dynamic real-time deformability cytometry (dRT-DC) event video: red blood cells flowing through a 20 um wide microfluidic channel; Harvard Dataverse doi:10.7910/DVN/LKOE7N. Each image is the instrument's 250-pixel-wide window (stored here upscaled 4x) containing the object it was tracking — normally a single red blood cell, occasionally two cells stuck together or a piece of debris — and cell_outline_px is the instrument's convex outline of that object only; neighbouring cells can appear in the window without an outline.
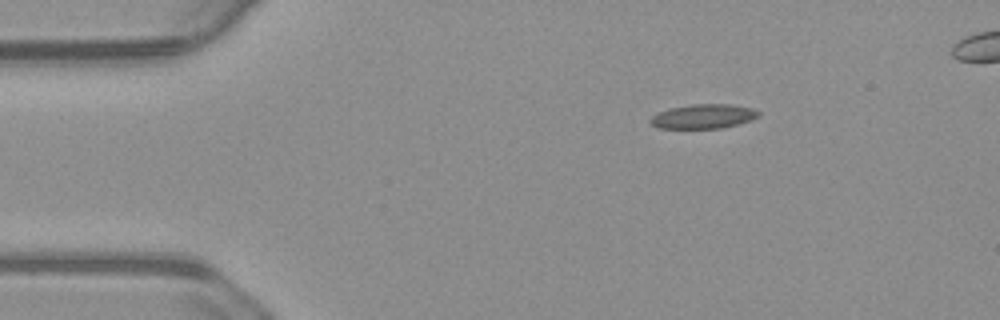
{"species": "common noctule bat (a hibernating species)", "species_latin": "Nyctalus noctula", "temperature_condition": "warm", "stored_images_in_passage": 45, "camera_frame_rate_fps": 3000, "um_per_image_px": 0.085, "animal": {"sex": "male", "body_mass_g": 23.1, "forearm_length_mm": 52.7}, "frame": {"image": 1, "passage_image": 1, "time_ms": 0.0, "image_size_px": [1000, 320], "cell_outline_px": [[760, 116], [752, 120], [740, 124], [720, 128], [660, 128], [652, 124], [648, 120], [656, 112], [668, 108], [692, 104], [732, 104], [752, 108], [760, 112]], "centroid_in_image_um": [59.8, 9.88], "position_along_channel_um": 25.2, "area_um2": 15.55}}
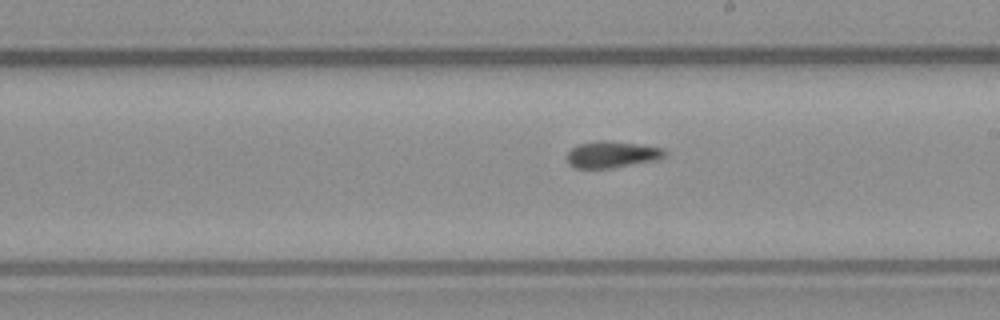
{"frame": {"image": 2, "passage_image": 23, "time_ms": 7.333, "image_size_px": [1000, 320], "cell_outline_px": [[668, 156], [656, 160], [608, 168], [576, 168], [568, 160], [568, 152], [576, 144], [600, 140], [608, 140], [664, 148], [668, 152]], "centroid_in_image_um": [52.06, 13.11], "position_along_channel_um": 236.9, "area_um2": 15.03}}
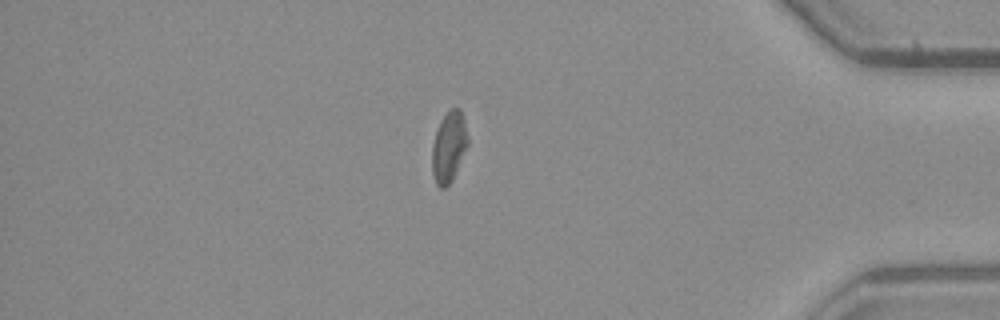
{"frame": {"image": 3, "passage_image": 39, "time_ms": 12.667, "image_size_px": [1000, 320], "cell_outline_px": [[468, 144], [452, 180], [444, 188], [440, 188], [436, 184], [432, 172], [432, 144], [440, 120], [452, 108], [460, 108], [464, 120], [468, 140]], "centroid_in_image_um": [38.14, 12.49], "position_along_channel_um": 397.1, "area_um2": 14.51}}